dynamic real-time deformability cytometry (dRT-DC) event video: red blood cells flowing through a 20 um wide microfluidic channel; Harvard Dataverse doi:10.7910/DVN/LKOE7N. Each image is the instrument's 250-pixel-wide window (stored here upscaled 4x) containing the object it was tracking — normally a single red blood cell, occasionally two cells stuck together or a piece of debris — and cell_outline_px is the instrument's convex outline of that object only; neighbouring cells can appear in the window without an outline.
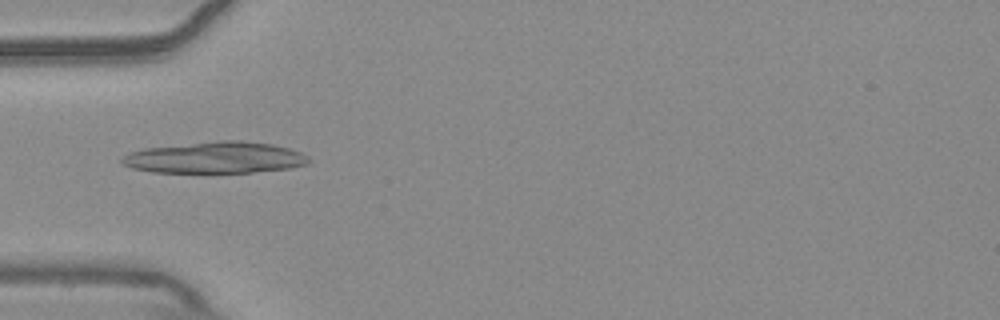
{"species": "common noctule bat (a hibernating species)", "species_latin": "Nyctalus noctula", "temperature_condition": "warm", "stored_images_in_passage": 38, "camera_frame_rate_fps": 3000, "um_per_image_px": 0.085, "animal": {"sex": "male", "body_mass_g": 20.4}, "frame": {"image": 1, "passage_image": 1, "time_ms": 0.0, "image_size_px": [1000, 320], "cell_outline_px": [[312, 160], [308, 164], [288, 168], [252, 172], [152, 172], [132, 168], [120, 164], [120, 160], [128, 152], [144, 148], [220, 140], [240, 140], [272, 144], [288, 148], [300, 152], [308, 156]], "centroid_in_image_um": [18.28, 13.39], "position_along_channel_um": 66.7, "area_um2": 34.28}}
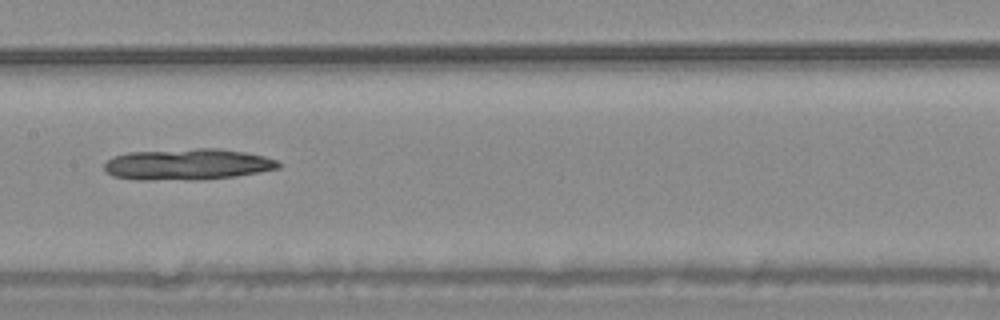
{"frame": {"image": 2, "passage_image": 11, "time_ms": 3.333, "image_size_px": [1000, 320], "cell_outline_px": [[284, 164], [280, 168], [260, 172], [236, 176], [200, 180], [136, 180], [112, 176], [104, 168], [104, 164], [112, 156], [128, 152], [196, 148], [220, 148], [244, 152], [264, 156], [276, 160]], "centroid_in_image_um": [15.95, 13.97], "position_along_channel_um": 191.4, "area_um2": 32.14}}
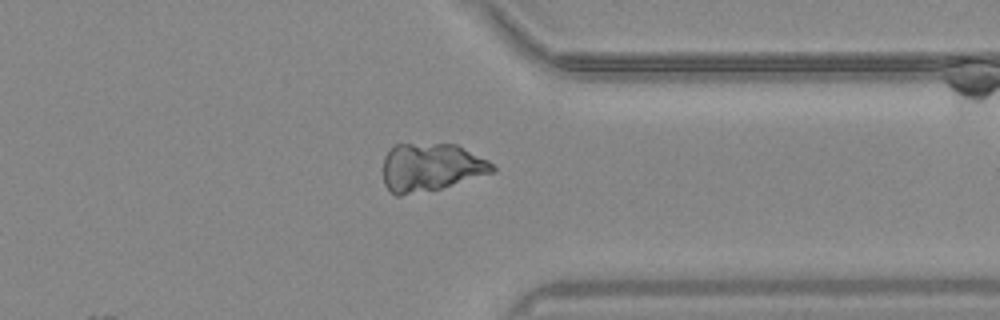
{"frame": {"image": 3, "passage_image": 26, "time_ms": 8.333, "image_size_px": [1000, 320], "cell_outline_px": [[496, 172], [440, 188], [400, 196], [396, 196], [384, 184], [384, 156], [396, 144], [456, 144], [488, 160], [496, 168]], "centroid_in_image_um": [36.64, 14.22], "position_along_channel_um": 374.8, "area_um2": 30.4}}